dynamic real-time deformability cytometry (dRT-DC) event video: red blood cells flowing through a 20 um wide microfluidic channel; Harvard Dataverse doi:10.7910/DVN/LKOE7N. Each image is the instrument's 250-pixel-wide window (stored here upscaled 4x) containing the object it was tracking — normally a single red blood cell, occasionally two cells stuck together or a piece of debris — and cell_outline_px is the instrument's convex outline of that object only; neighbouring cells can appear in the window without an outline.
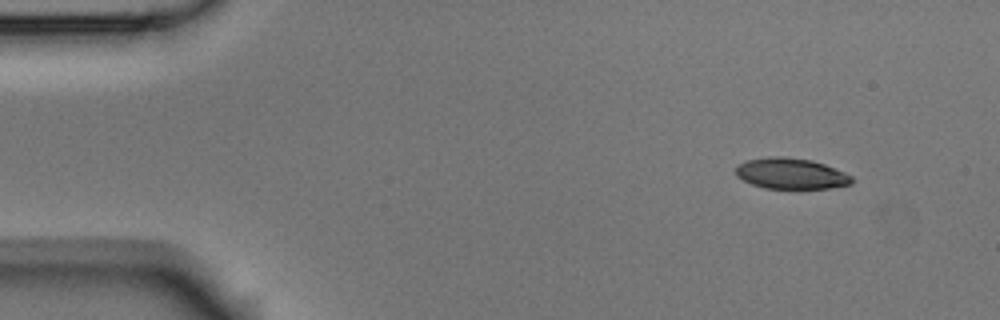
{"species": "Egyptian fruit bat (a non-hibernating species)", "species_latin": "Rousettus aegyptiacus", "temperature_condition": "room temperature", "stored_images_in_passage": 4, "camera_frame_rate_fps": 3000, "um_per_image_px": 0.085, "animal": {"sex": "male"}, "frame": {"image": 1, "passage_image": 1, "time_ms": 0.0, "image_size_px": [1000, 320], "cell_outline_px": [[852, 184], [828, 188], [764, 188], [752, 184], [736, 176], [736, 168], [740, 164], [748, 160], [768, 156], [784, 156], [812, 160], [824, 164], [844, 172], [852, 176]], "centroid_in_image_um": [67.24, 14.74], "position_along_channel_um": 17.8, "area_um2": 20.75}}
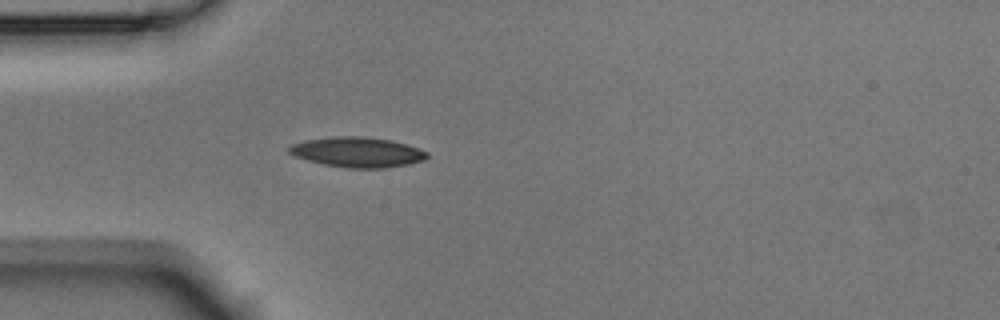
{"frame": {"image": 2, "passage_image": 4, "time_ms": 1.0, "image_size_px": [1000, 320], "cell_outline_px": [[428, 156], [424, 160], [408, 164], [384, 168], [348, 168], [324, 164], [308, 160], [296, 156], [288, 152], [288, 148], [292, 144], [304, 140], [332, 136], [364, 136], [392, 140], [428, 152]], "centroid_in_image_um": [30.36, 12.92], "position_along_channel_um": 54.6, "area_um2": 24.1}}